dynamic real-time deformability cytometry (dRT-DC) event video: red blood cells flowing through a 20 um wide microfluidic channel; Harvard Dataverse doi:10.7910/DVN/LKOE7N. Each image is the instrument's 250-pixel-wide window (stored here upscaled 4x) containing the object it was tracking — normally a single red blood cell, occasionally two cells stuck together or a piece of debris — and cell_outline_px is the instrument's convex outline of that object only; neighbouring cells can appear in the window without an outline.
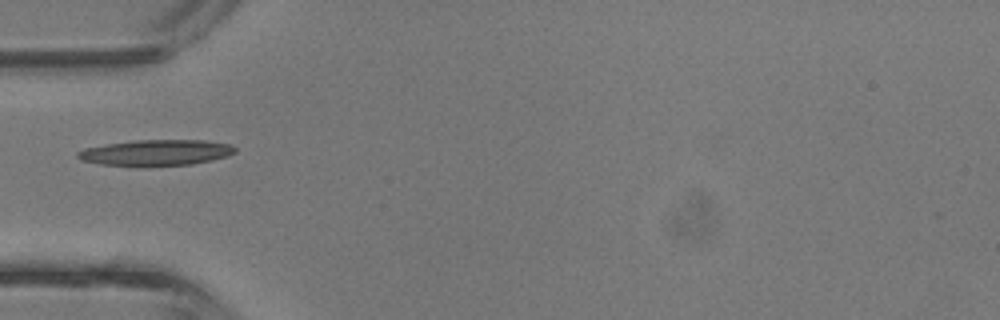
{"species": "common noctule bat (a hibernating species)", "species_latin": "Nyctalus noctula", "temperature_condition": "room temperature", "stored_images_in_passage": 27, "camera_frame_rate_fps": 3000, "um_per_image_px": 0.085, "animal": {"sex": "male", "body_mass_g": 13.3}, "frame": {"image": 1, "passage_image": 1, "time_ms": 0.0, "image_size_px": [1000, 320], "cell_outline_px": [[236, 152], [228, 156], [212, 160], [192, 164], [148, 168], [136, 168], [100, 164], [80, 160], [76, 156], [76, 152], [84, 148], [104, 144], [136, 140], [204, 140], [228, 144], [236, 148]], "centroid_in_image_um": [13.2, 13.01], "position_along_channel_um": 71.8, "area_um2": 24.62}}
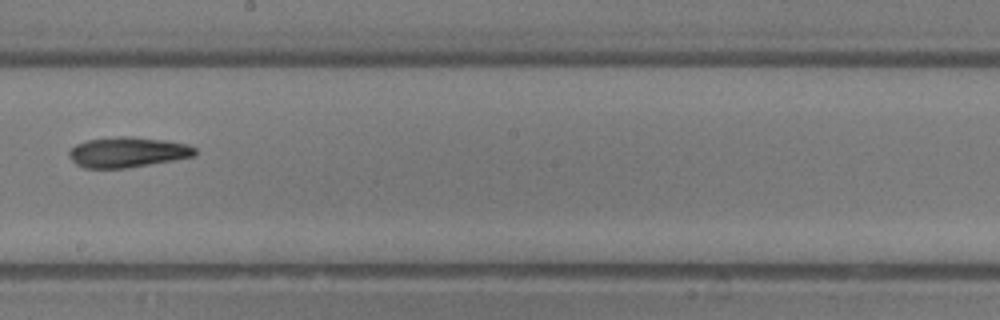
{"frame": {"image": 2, "passage_image": 11, "time_ms": 3.333, "image_size_px": [1000, 320], "cell_outline_px": [[196, 156], [128, 168], [84, 168], [76, 164], [72, 160], [68, 152], [76, 144], [88, 140], [120, 136], [128, 136], [164, 140], [188, 144], [196, 148]], "centroid_in_image_um": [10.86, 12.94], "position_along_channel_um": 237.3, "area_um2": 22.2}}
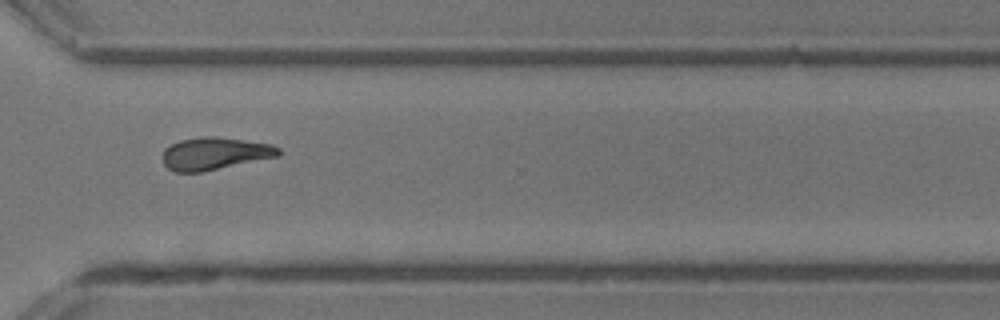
{"frame": {"image": 3, "passage_image": 18, "time_ms": 5.667, "image_size_px": [1000, 320], "cell_outline_px": [[280, 156], [200, 172], [176, 172], [168, 168], [164, 164], [164, 148], [180, 140], [200, 136], [212, 136], [244, 140], [272, 144], [280, 148]], "centroid_in_image_um": [18.27, 13.04], "position_along_channel_um": 352.3, "area_um2": 21.79}}